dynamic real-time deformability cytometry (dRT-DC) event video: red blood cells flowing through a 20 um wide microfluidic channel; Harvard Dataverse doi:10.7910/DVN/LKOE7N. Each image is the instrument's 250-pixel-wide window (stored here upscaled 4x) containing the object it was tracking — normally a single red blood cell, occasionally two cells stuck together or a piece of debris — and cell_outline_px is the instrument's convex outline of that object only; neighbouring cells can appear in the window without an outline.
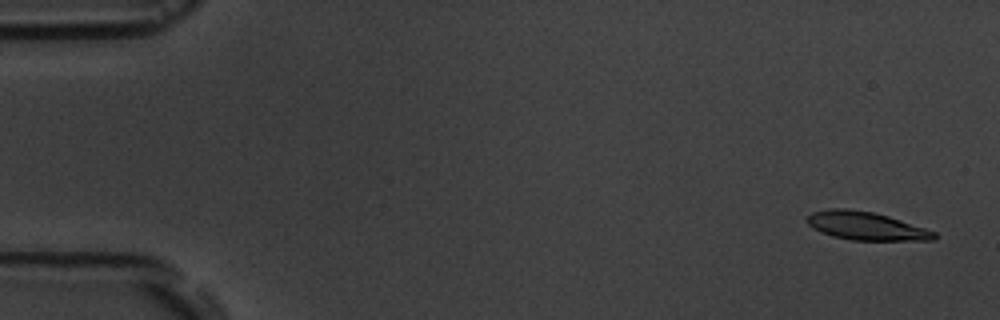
{"species": "common noctule bat (a hibernating species)", "species_latin": "Nyctalus noctula", "temperature_condition": "room temperature", "stored_images_in_passage": 5, "camera_frame_rate_fps": 3000, "um_per_image_px": 0.085, "animal": {"sex": "male", "body_mass_g": 19.5, "forearm_length_mm": 54.6}, "frame": {"image": 1, "passage_image": 1, "time_ms": 0.0, "image_size_px": [1000, 320], "cell_outline_px": [[936, 240], [852, 240], [832, 236], [820, 232], [812, 228], [808, 224], [808, 216], [812, 212], [832, 208], [848, 208], [872, 212], [888, 216], [936, 232]], "centroid_in_image_um": [73.59, 19.21], "position_along_channel_um": 11.4, "area_um2": 20.75}}
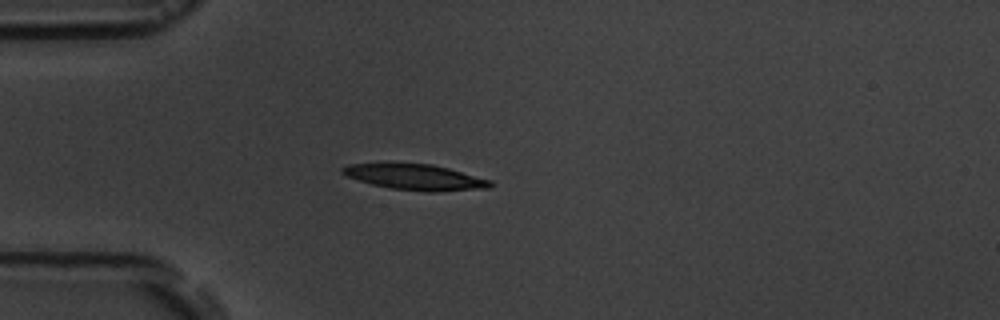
{"frame": {"image": 2, "passage_image": 5, "time_ms": 4.333, "image_size_px": [1000, 320], "cell_outline_px": [[496, 184], [492, 188], [436, 192], [428, 192], [392, 188], [372, 184], [348, 176], [340, 172], [340, 168], [348, 164], [432, 164], [448, 168], [492, 180]], "centroid_in_image_um": [35.4, 15.07], "position_along_channel_um": 49.6, "area_um2": 22.02}}